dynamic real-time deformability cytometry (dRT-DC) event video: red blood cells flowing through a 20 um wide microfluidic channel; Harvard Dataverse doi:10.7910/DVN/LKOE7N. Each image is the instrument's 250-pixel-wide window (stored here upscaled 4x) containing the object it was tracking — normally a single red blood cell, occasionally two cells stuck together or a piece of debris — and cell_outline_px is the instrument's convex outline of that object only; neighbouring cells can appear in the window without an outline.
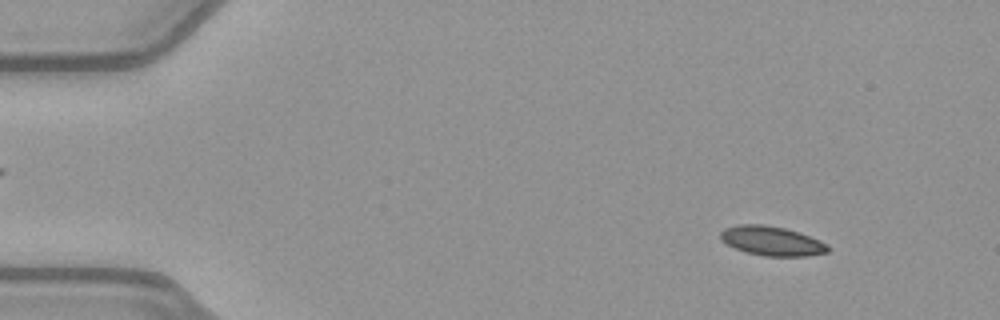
{"species": "common noctule bat (a hibernating species)", "species_latin": "Nyctalus noctula", "temperature_condition": "warm", "stored_images_in_passage": 52, "camera_frame_rate_fps": 3000, "um_per_image_px": 0.085, "animal": {"sex": "female", "body_mass_g": 21.9}, "frame": {"image": 1, "passage_image": 6, "time_ms": 1.667, "image_size_px": [1000, 320], "cell_outline_px": [[832, 248], [828, 252], [808, 256], [764, 256], [748, 252], [736, 248], [720, 240], [720, 232], [724, 228], [740, 224], [764, 224], [784, 228], [800, 232], [820, 240], [828, 244]], "centroid_in_image_um": [65.64, 20.47], "position_along_channel_um": 19.4, "area_um2": 18.5}}
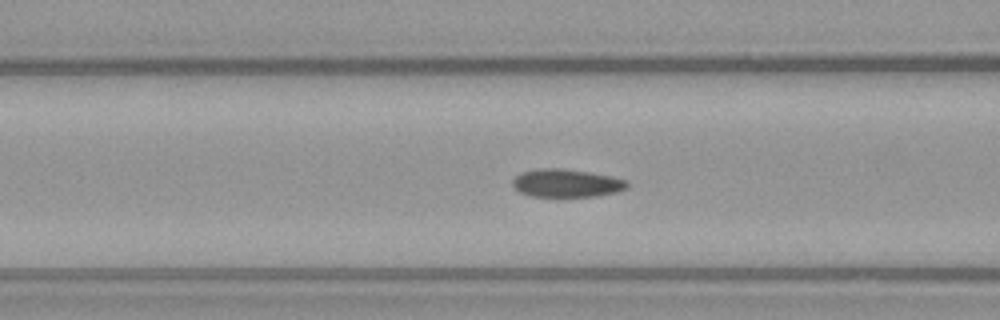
{"frame": {"image": 2, "passage_image": 21, "time_ms": 6.667, "image_size_px": [1000, 320], "cell_outline_px": [[628, 188], [616, 192], [596, 196], [532, 196], [520, 192], [512, 184], [512, 180], [520, 172], [544, 168], [560, 168], [588, 172], [612, 176], [628, 180]], "centroid_in_image_um": [48.18, 15.56], "position_along_channel_um": 118.4, "area_um2": 18.61}}
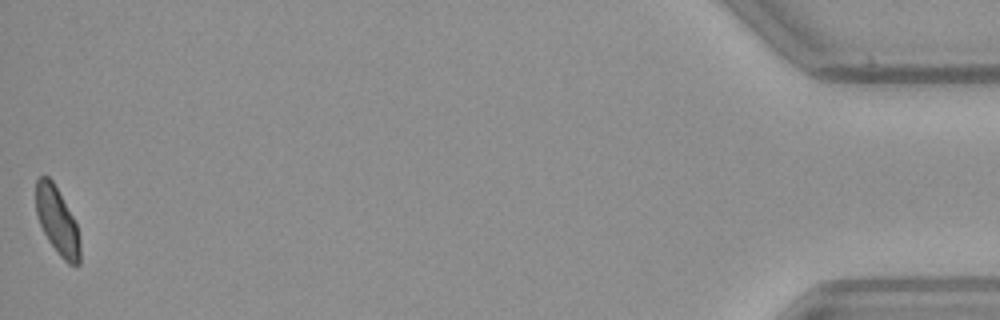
{"frame": {"image": 3, "passage_image": 52, "time_ms": 17.0, "image_size_px": [1000, 320], "cell_outline_px": [[80, 264], [68, 264], [60, 256], [48, 240], [40, 224], [36, 212], [36, 180], [40, 176], [48, 176], [52, 180], [72, 216], [76, 224], [80, 240]], "centroid_in_image_um": [4.86, 18.79], "position_along_channel_um": 430.3, "area_um2": 16.99}, "authors_computed_cell_mechanics": {"area_um2": 18.8428, "velocity_mm_per_s": 3.9774, "shape_relaxation_time_tau1_ms": 8.0656, "shape_relaxation_time_tau2_ms": 2.2969, "deformation_change_tau1": 0.1352, "deformation_change_tau2": 0.0657}}